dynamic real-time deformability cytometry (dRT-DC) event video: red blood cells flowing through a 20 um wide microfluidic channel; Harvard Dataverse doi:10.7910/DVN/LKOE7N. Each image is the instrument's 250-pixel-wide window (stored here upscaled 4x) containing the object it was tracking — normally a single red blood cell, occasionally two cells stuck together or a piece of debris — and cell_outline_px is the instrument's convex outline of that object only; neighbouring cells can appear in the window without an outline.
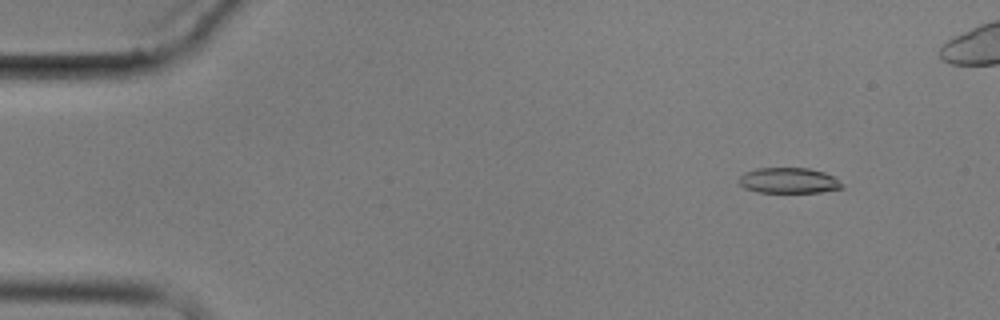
{"species": "common noctule bat (a hibernating species)", "species_latin": "Nyctalus noctula", "temperature_condition": "cold", "stored_images_in_passage": 6, "camera_frame_rate_fps": 3000, "um_per_image_px": 0.085, "animal": {"sex": "male", "body_mass_g": 17.9}, "frame": {"image": 1, "passage_image": 2, "time_ms": 1.0, "image_size_px": [1000, 320], "cell_outline_px": [[844, 188], [820, 192], [756, 192], [744, 188], [736, 180], [744, 172], [756, 168], [808, 168], [824, 172], [832, 176], [844, 184]], "centroid_in_image_um": [67.01, 15.34], "position_along_channel_um": 18.0, "area_um2": 15.49}}